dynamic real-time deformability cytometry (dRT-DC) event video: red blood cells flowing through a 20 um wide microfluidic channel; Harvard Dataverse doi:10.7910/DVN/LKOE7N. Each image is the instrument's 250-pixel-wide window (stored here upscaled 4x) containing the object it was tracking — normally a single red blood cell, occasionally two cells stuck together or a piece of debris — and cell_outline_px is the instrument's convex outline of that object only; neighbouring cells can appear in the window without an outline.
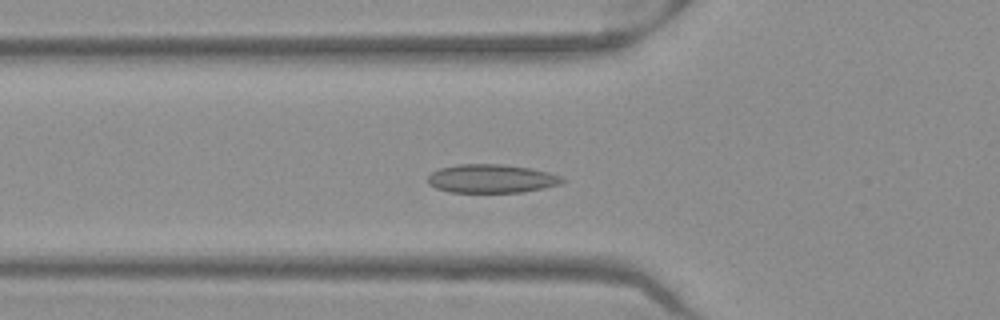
{"species": "Egyptian fruit bat (a non-hibernating species)", "species_latin": "Rousettus aegyptiacus", "temperature_condition": "warm", "stored_images_in_passage": 45, "camera_frame_rate_fps": 3000, "um_per_image_px": 0.085, "frame": {"image": 1, "passage_image": 14, "time_ms": 4.333, "image_size_px": [1000, 320], "cell_outline_px": [[564, 180], [560, 184], [544, 188], [520, 192], [448, 192], [436, 188], [428, 184], [428, 176], [432, 172], [440, 168], [456, 164], [500, 164], [532, 168], [548, 172], [560, 176]], "centroid_in_image_um": [41.75, 15.18], "position_along_channel_um": 84.1, "area_um2": 22.37}}
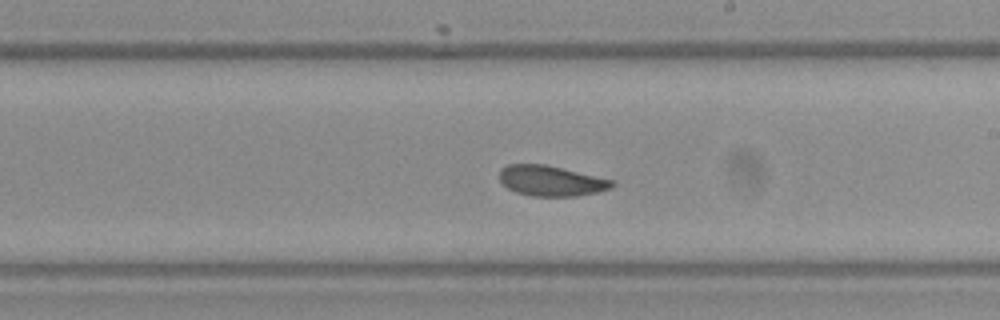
{"frame": {"image": 2, "passage_image": 26, "time_ms": 8.333, "image_size_px": [1000, 320], "cell_outline_px": [[616, 184], [612, 188], [596, 192], [576, 196], [532, 196], [516, 192], [508, 188], [500, 180], [500, 168], [508, 164], [544, 164], [616, 180]], "centroid_in_image_um": [46.88, 15.36], "position_along_channel_um": 242.1, "area_um2": 20.0}}
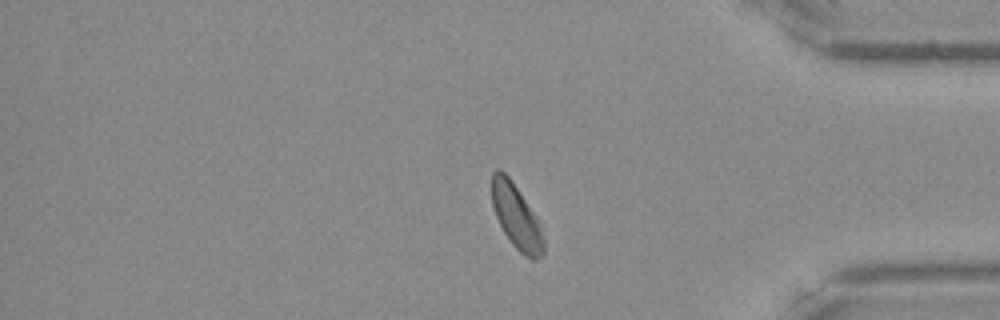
{"frame": {"image": 3, "passage_image": 39, "time_ms": 12.667, "image_size_px": [1000, 320], "cell_outline_px": [[544, 252], [536, 260], [532, 260], [524, 256], [512, 244], [504, 232], [496, 216], [492, 204], [492, 172], [496, 168], [500, 168], [508, 176], [540, 220], [544, 240]], "centroid_in_image_um": [43.91, 18.42], "position_along_channel_um": 391.3, "area_um2": 19.54}, "authors_computed_cell_mechanics": {"area_um2": 20.8658, "velocity_mm_per_s": 3.941, "shape_relaxation_time_tau1_ms": 4.5407, "shape_relaxation_time_tau2_ms": 1.6912, "deformation_change_tau1": 0.0894, "deformation_change_tau2": 0.0437}}